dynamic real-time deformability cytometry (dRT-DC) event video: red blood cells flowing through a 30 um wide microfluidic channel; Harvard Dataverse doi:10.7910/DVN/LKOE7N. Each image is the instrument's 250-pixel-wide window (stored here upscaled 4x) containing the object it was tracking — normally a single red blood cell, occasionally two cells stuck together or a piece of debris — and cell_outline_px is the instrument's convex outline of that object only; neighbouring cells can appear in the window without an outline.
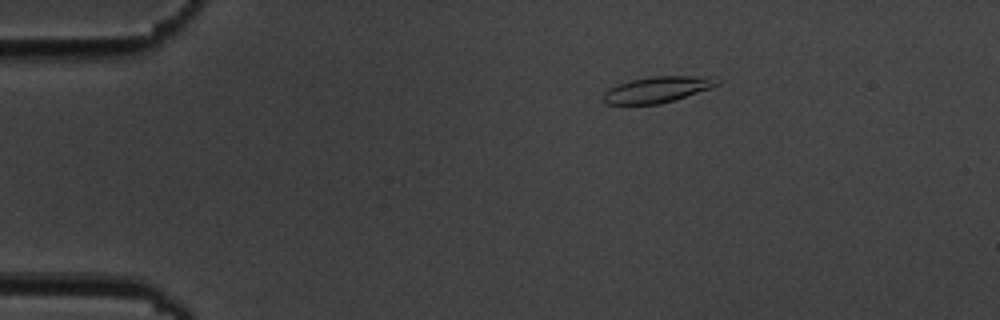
{"species": "common noctule bat (a hibernating species)", "species_latin": "Nyctalus noctula", "temperature_condition": "cold", "stored_images_in_passage": 5, "camera_frame_rate_fps": 3000, "um_per_image_px": 0.085, "animal": {"sex": "male", "body_mass_g": 19.5, "forearm_length_mm": 54.6}, "frame": {"image": 1, "passage_image": 3, "time_ms": 3.333, "image_size_px": [1000, 320], "cell_outline_px": [[720, 84], [712, 88], [660, 104], [604, 104], [604, 92], [608, 88], [616, 84], [632, 80], [652, 76], [712, 76], [720, 80]], "centroid_in_image_um": [55.9, 7.6], "position_along_channel_um": 29.1, "area_um2": 17.34}}